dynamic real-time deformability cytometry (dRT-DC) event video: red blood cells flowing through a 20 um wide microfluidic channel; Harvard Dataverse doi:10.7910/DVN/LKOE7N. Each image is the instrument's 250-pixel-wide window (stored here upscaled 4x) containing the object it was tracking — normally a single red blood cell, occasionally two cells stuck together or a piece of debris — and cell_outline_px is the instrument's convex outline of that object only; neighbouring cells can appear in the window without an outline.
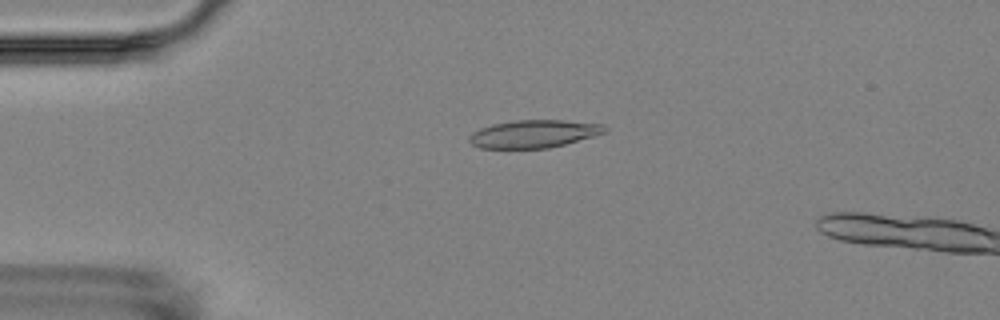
{"species": "Egyptian fruit bat (a non-hibernating species)", "species_latin": "Rousettus aegyptiacus", "temperature_condition": "room temperature", "stored_images_in_passage": 4, "camera_frame_rate_fps": 3000, "um_per_image_px": 0.085, "animal": {"sex": "female"}, "frame": {"image": 1, "passage_image": 4, "time_ms": 3.333, "image_size_px": [1000, 320], "cell_outline_px": [[608, 132], [564, 144], [548, 148], [480, 148], [472, 144], [468, 140], [468, 136], [472, 132], [480, 128], [492, 124], [516, 120], [560, 120], [604, 124], [608, 128]], "centroid_in_image_um": [45.37, 11.37], "position_along_channel_um": 39.6, "area_um2": 21.96}}